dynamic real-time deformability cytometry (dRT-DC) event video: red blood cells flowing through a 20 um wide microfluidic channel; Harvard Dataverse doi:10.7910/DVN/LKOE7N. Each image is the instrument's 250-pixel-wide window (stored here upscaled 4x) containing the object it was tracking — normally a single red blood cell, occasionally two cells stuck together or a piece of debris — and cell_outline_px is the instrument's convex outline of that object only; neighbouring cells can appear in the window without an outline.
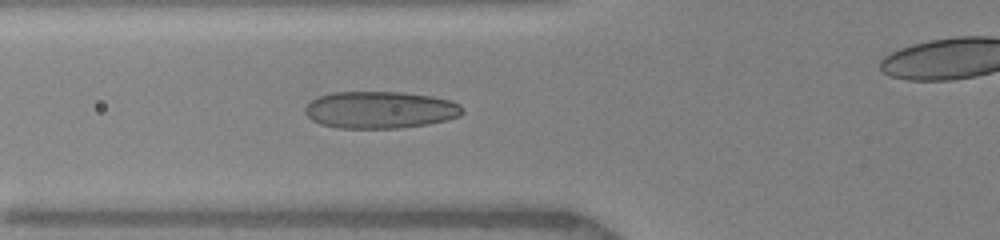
{"species": "human", "species_latin": "Homo sapiens", "temperature_condition": "warm", "stored_images_in_passage": 22, "camera_frame_rate_fps": 3000, "um_per_image_px": 0.085, "donor": {"sex": "female"}, "frame": {"image": 1, "passage_image": 3, "time_ms": 1.0, "image_size_px": [1000, 240], "cell_outline_px": [[464, 112], [460, 116], [448, 120], [428, 124], [396, 128], [340, 128], [320, 124], [312, 120], [304, 112], [304, 108], [312, 100], [320, 96], [332, 92], [404, 92], [432, 96], [448, 100], [460, 104], [464, 108]], "centroid_in_image_um": [32.33, 9.34], "position_along_channel_um": 93.5, "area_um2": 34.1}}
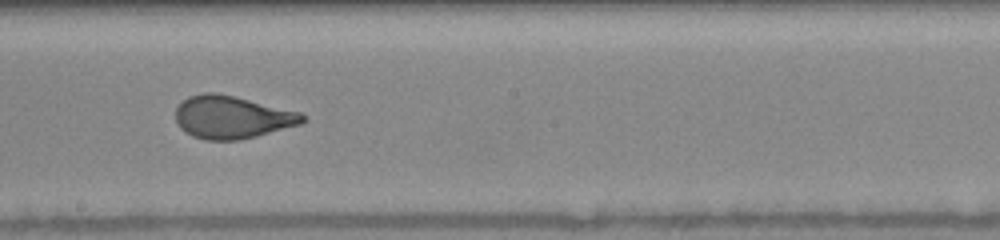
{"frame": {"image": 2, "passage_image": 9, "time_ms": 4.333, "image_size_px": [1000, 240], "cell_outline_px": [[308, 120], [300, 124], [256, 136], [240, 140], [204, 140], [192, 136], [184, 132], [176, 124], [176, 108], [188, 96], [204, 92], [216, 92], [236, 96], [300, 112], [308, 116]], "centroid_in_image_um": [19.72, 9.96], "position_along_channel_um": 228.5, "area_um2": 31.91}}
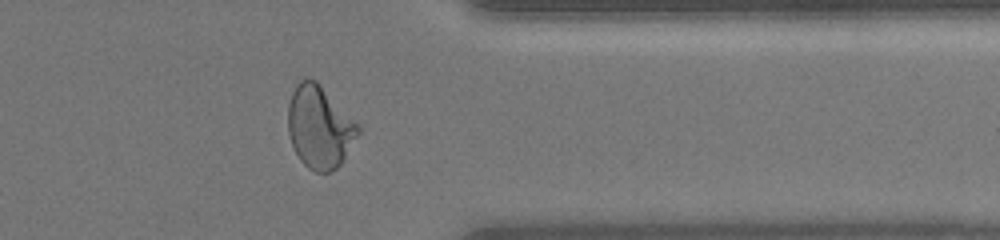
{"frame": {"image": 3, "passage_image": 18, "time_ms": 8.333, "image_size_px": [1000, 240], "cell_outline_px": [[360, 132], [340, 164], [332, 172], [316, 172], [308, 168], [300, 160], [292, 144], [288, 132], [288, 104], [292, 92], [296, 84], [300, 80], [308, 76], [316, 80], [360, 124]], "centroid_in_image_um": [27.16, 10.77], "position_along_channel_um": 384.2, "area_um2": 33.87}}